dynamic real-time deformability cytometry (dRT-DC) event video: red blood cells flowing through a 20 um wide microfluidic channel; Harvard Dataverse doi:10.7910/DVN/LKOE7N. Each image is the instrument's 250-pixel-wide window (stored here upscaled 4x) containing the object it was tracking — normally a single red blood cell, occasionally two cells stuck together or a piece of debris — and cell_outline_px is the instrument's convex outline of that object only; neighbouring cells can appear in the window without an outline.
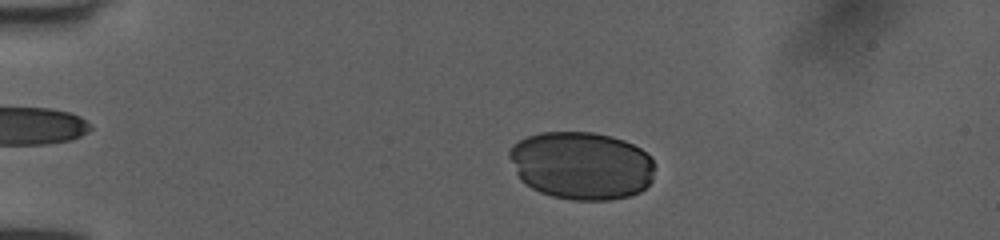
{"species": "human", "species_latin": "Homo sapiens", "temperature_condition": "room temperature", "stored_images_in_passage": 45, "camera_frame_rate_fps": 3000, "um_per_image_px": 0.085, "donor": {"sex": "female"}, "frame": {"image": 1, "passage_image": 11, "time_ms": 3.333, "image_size_px": [1000, 240], "cell_outline_px": [[656, 168], [652, 180], [640, 192], [628, 196], [608, 200], [572, 200], [552, 196], [540, 192], [532, 188], [520, 180], [508, 156], [508, 152], [512, 144], [528, 136], [540, 132], [592, 132], [612, 136], [624, 140], [640, 148], [652, 156], [656, 164]], "centroid_in_image_um": [49.45, 14.06], "position_along_channel_um": 35.6, "area_um2": 58.09}}